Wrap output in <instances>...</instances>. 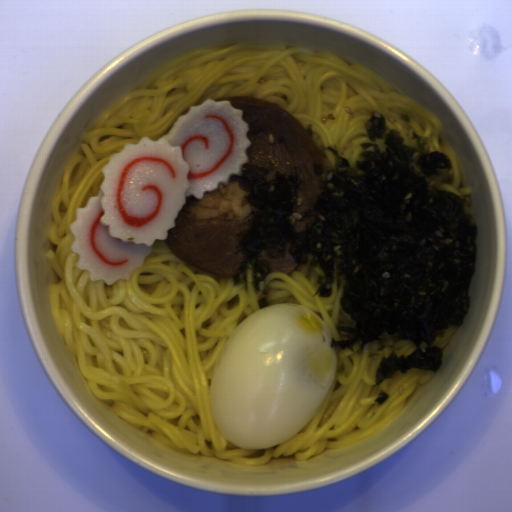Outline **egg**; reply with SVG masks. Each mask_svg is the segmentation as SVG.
Listing matches in <instances>:
<instances>
[{
	"label": "egg",
	"mask_w": 512,
	"mask_h": 512,
	"mask_svg": "<svg viewBox=\"0 0 512 512\" xmlns=\"http://www.w3.org/2000/svg\"><path fill=\"white\" fill-rule=\"evenodd\" d=\"M324 319L296 303L251 313L219 350L209 389L214 425L241 449H270L322 407L337 355Z\"/></svg>",
	"instance_id": "obj_1"
}]
</instances>
